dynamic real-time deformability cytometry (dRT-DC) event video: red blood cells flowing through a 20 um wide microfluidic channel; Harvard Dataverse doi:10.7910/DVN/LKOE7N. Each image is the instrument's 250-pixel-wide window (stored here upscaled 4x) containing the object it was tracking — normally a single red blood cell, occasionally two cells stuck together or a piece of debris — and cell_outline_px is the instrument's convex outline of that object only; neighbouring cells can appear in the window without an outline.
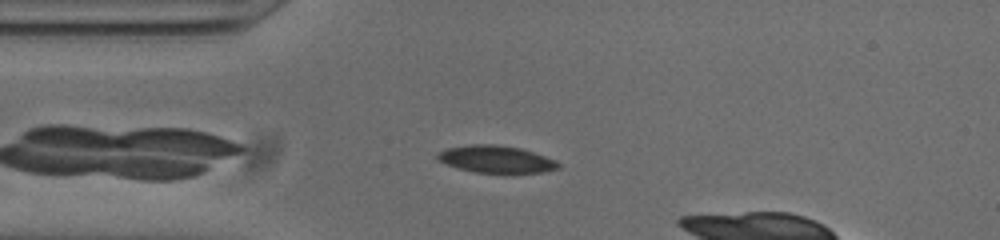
{"species": "common noctule bat (a hibernating species)", "species_latin": "Nyctalus noctula", "temperature_condition": "cold", "stored_images_in_passage": 34, "camera_frame_rate_fps": 3000, "um_per_image_px": 0.085, "animal": {"sex": "male", "body_mass_g": 20.0, "forearm_length_mm": 53.3}, "frame": {"image": 1, "passage_image": 4, "time_ms": 1.0, "image_size_px": [1000, 240], "cell_outline_px": [[560, 168], [540, 172], [476, 172], [460, 168], [448, 164], [440, 160], [436, 156], [440, 152], [448, 148], [468, 144], [496, 144], [520, 148], [556, 160], [560, 164]], "centroid_in_image_um": [42.19, 13.51], "position_along_channel_um": 42.8, "area_um2": 18.67}}
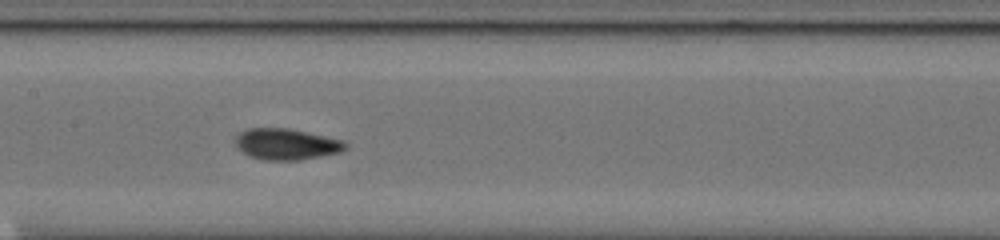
{"frame": {"image": 2, "passage_image": 16, "time_ms": 5.0, "image_size_px": [1000, 240], "cell_outline_px": [[348, 148], [340, 152], [300, 160], [264, 160], [252, 156], [244, 152], [236, 144], [236, 136], [240, 132], [248, 128], [288, 128], [344, 140], [348, 144]], "centroid_in_image_um": [24.39, 12.24], "position_along_channel_um": 183.0, "area_um2": 19.83}}
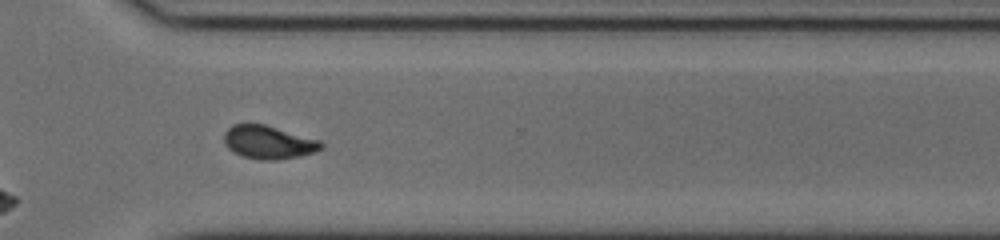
{"frame": {"image": 3, "passage_image": 29, "time_ms": 9.333, "image_size_px": [1000, 240], "cell_outline_px": [[324, 148], [316, 152], [300, 156], [276, 160], [260, 160], [244, 156], [228, 148], [224, 140], [224, 132], [232, 124], [264, 124], [320, 140], [324, 144]], "centroid_in_image_um": [22.86, 12.09], "position_along_channel_um": 347.7, "area_um2": 18.79}}